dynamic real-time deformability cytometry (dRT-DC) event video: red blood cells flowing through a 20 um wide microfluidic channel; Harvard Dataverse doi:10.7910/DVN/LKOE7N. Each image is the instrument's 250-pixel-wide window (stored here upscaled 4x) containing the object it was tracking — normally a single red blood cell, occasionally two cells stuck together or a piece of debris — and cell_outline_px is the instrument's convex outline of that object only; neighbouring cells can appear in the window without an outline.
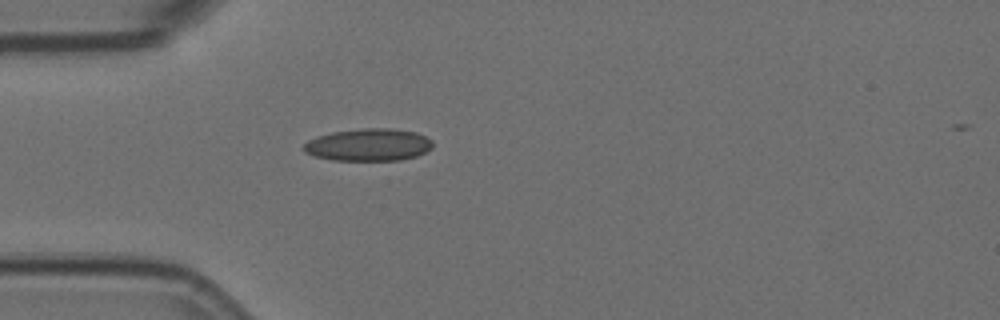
{"species": "Egyptian fruit bat (a non-hibernating species)", "species_latin": "Rousettus aegyptiacus", "temperature_condition": "room temperature", "stored_images_in_passage": 2, "camera_frame_rate_fps": 3000, "um_per_image_px": 0.085, "animal": {"sex": "female"}, "frame": {"image": 1, "passage_image": 1, "time_ms": 0.0, "image_size_px": [1000, 320], "cell_outline_px": [[432, 148], [416, 156], [400, 160], [332, 160], [316, 156], [304, 152], [304, 144], [308, 140], [316, 136], [332, 132], [364, 128], [392, 128], [416, 132], [432, 140]], "centroid_in_image_um": [31.32, 12.3], "position_along_channel_um": 53.7, "area_um2": 24.28}}